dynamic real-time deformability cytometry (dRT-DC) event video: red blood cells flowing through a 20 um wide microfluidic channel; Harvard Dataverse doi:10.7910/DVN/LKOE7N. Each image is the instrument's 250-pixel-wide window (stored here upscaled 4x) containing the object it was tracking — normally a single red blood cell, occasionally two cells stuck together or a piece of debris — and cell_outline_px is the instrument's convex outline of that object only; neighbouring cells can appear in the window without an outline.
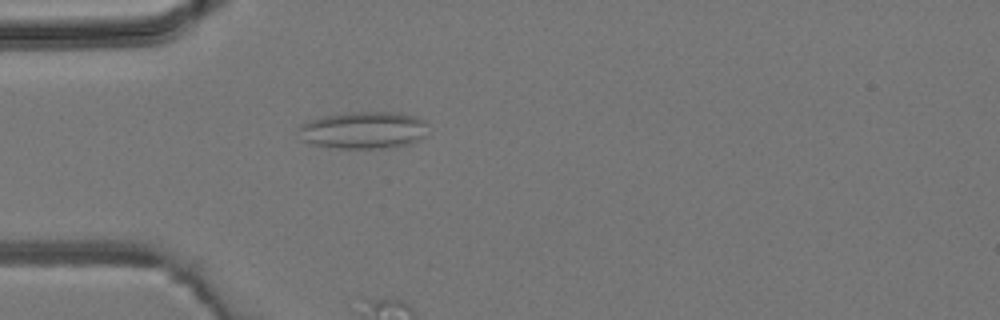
{"species": "common noctule bat (a hibernating species)", "species_latin": "Nyctalus noctula", "temperature_condition": "room temperature", "stored_images_in_passage": 4, "camera_frame_rate_fps": 3000, "um_per_image_px": 0.085, "animal": {"sex": "male", "body_mass_g": 19.2, "forearm_length_mm": 51.8}, "frame": {"image": 1, "passage_image": 4, "time_ms": 3.667, "image_size_px": [1000, 320], "cell_outline_px": [[428, 136], [420, 140], [408, 144], [388, 148], [340, 148], [312, 144], [304, 140], [300, 128], [300, 124], [308, 120], [324, 116], [352, 112], [388, 112], [416, 116], [424, 120], [428, 124]], "centroid_in_image_um": [30.99, 11.06], "position_along_channel_um": 54.0, "area_um2": 28.03}}